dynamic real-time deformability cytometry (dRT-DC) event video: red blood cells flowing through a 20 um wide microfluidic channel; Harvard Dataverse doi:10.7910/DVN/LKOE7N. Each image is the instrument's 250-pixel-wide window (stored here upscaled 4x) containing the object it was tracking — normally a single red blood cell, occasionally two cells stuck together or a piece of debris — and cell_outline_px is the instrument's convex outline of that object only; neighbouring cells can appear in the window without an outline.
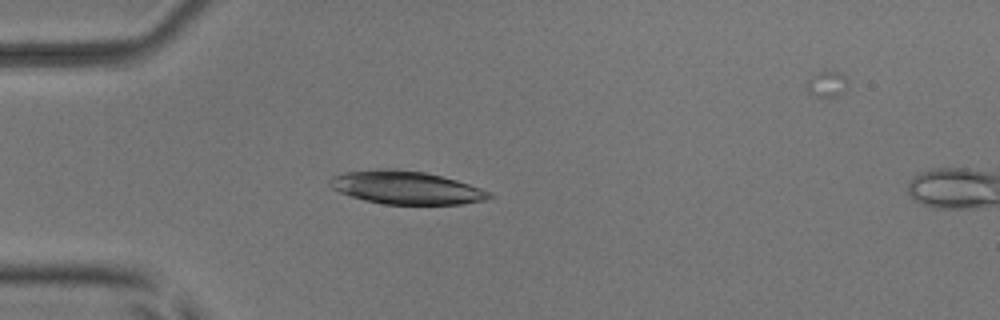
{"species": "common noctule bat (a hibernating species)", "species_latin": "Nyctalus noctula", "temperature_condition": "room temperature", "stored_images_in_passage": 3, "camera_frame_rate_fps": 3000, "um_per_image_px": 0.085, "animal": {"sex": "male", "body_mass_g": 17.9, "forearm_length_mm": 54.2}, "frame": {"image": 1, "passage_image": 2, "time_ms": 0.333, "image_size_px": [1000, 320], "cell_outline_px": [[496, 196], [484, 200], [464, 204], [384, 204], [364, 200], [340, 192], [332, 188], [328, 184], [328, 180], [332, 176], [344, 172], [380, 168], [396, 168], [424, 172], [456, 180], [480, 188]], "centroid_in_image_um": [34.48, 15.94], "position_along_channel_um": 50.5, "area_um2": 30.75}}